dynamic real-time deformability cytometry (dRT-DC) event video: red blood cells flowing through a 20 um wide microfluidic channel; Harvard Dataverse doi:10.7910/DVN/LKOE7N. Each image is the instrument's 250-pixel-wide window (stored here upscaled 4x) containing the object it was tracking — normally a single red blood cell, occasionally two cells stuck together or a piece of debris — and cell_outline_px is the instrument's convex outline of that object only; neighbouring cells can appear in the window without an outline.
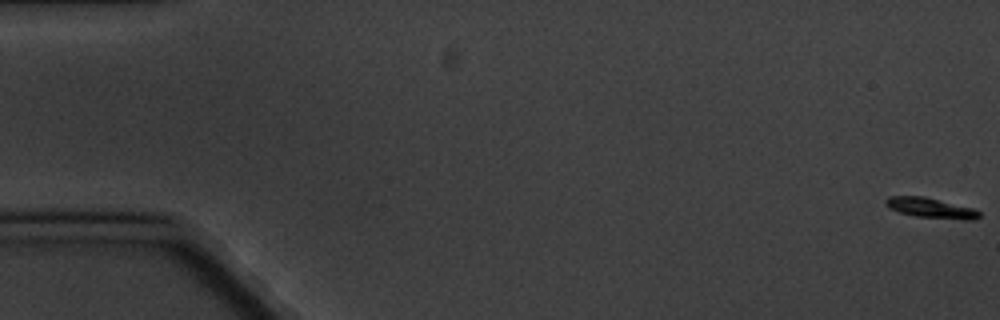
{"species": "common noctule bat (a hibernating species)", "species_latin": "Nyctalus noctula", "temperature_condition": "cold", "stored_images_in_passage": 6, "camera_frame_rate_fps": 3000, "um_per_image_px": 0.085, "animal": {"sex": "male", "body_mass_g": 20.1, "forearm_length_mm": 53.5}, "frame": {"image": 1, "passage_image": 1, "time_ms": 0.0, "image_size_px": [1000, 320], "cell_outline_px": [[980, 216], [976, 220], [964, 220], [916, 216], [900, 212], [888, 208], [884, 204], [884, 200], [888, 196], [924, 196], [972, 208], [980, 212]], "centroid_in_image_um": [79.09, 17.67], "position_along_channel_um": 5.9, "area_um2": 10.98}}
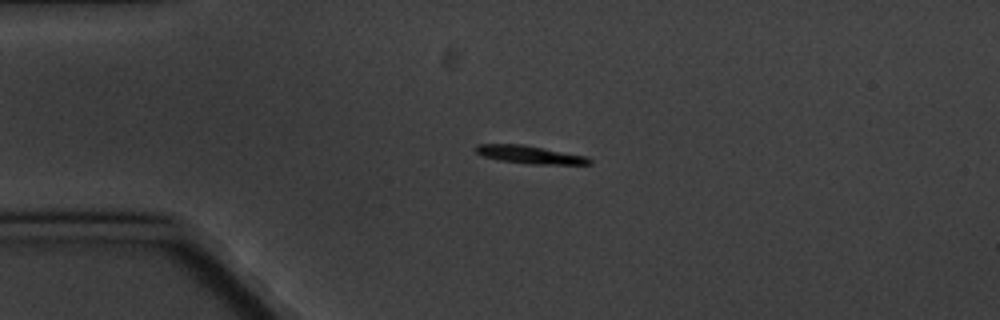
{"frame": {"image": 2, "passage_image": 5, "time_ms": 4.667, "image_size_px": [1000, 320], "cell_outline_px": [[592, 164], [528, 164], [500, 160], [484, 156], [476, 152], [476, 144], [524, 144], [584, 156], [592, 160]], "centroid_in_image_um": [45.02, 13.14], "position_along_channel_um": 40.0, "area_um2": 11.68}}